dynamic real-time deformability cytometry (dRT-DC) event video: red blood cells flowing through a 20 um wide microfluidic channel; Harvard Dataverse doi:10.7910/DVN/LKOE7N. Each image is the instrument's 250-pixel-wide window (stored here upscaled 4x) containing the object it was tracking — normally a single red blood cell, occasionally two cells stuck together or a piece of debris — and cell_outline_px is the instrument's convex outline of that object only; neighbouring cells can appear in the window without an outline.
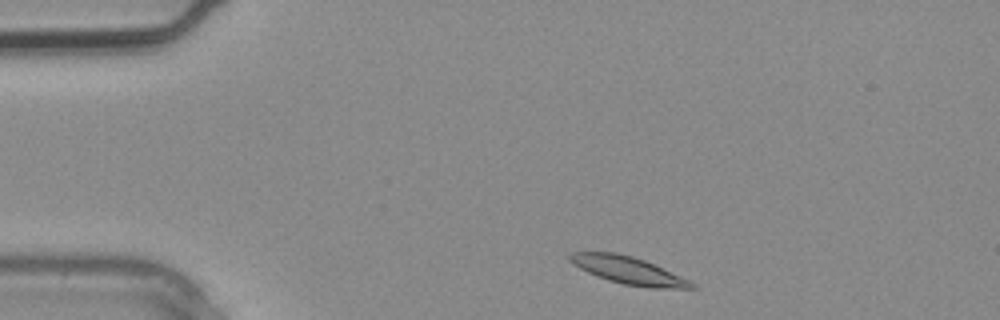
{"species": "common noctule bat (a hibernating species)", "species_latin": "Nyctalus noctula", "temperature_condition": "warm", "stored_images_in_passage": 2, "camera_frame_rate_fps": 3000, "um_per_image_px": 0.085, "animal": {"sex": "male", "body_mass_g": 20.4}, "frame": {"image": 1, "passage_image": 1, "time_ms": 0.0, "image_size_px": [1000, 320], "cell_outline_px": [[696, 288], [652, 288], [624, 284], [608, 280], [588, 272], [580, 268], [568, 260], [568, 256], [572, 252], [616, 252], [632, 256], [644, 260], [688, 280], [696, 284]], "centroid_in_image_um": [53.38, 22.97], "position_along_channel_um": 31.6, "area_um2": 19.07}}